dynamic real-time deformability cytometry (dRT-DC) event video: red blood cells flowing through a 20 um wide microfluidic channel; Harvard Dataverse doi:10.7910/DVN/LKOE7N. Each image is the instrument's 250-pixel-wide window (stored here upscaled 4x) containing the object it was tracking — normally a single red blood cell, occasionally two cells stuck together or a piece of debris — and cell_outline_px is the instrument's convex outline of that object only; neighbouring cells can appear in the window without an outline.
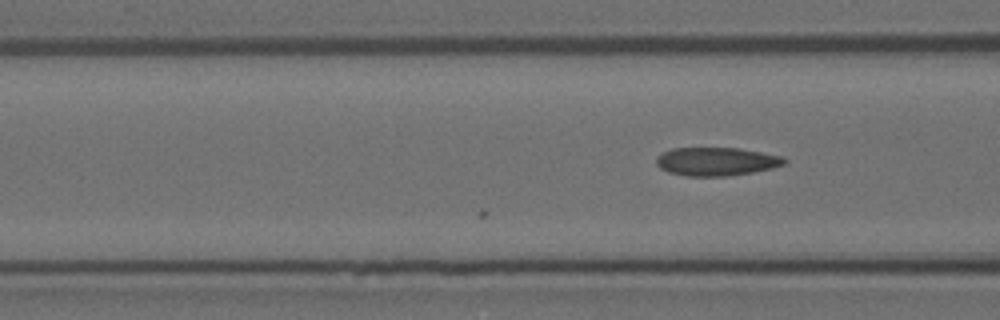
{"species": "Egyptian fruit bat (a non-hibernating species)", "species_latin": "Rousettus aegyptiacus", "temperature_condition": "room temperature", "stored_images_in_passage": 7, "camera_frame_rate_fps": 3000, "um_per_image_px": 0.085, "animal": {"sex": "female"}, "frame": {"image": 1, "passage_image": 7, "time_ms": 2.0, "image_size_px": [1000, 320], "cell_outline_px": [[788, 160], [784, 164], [772, 168], [752, 172], [728, 176], [688, 176], [668, 172], [660, 168], [656, 164], [656, 156], [660, 152], [672, 148], [740, 148], [784, 156]], "centroid_in_image_um": [60.88, 13.72], "position_along_channel_um": 105.7, "area_um2": 21.39}}